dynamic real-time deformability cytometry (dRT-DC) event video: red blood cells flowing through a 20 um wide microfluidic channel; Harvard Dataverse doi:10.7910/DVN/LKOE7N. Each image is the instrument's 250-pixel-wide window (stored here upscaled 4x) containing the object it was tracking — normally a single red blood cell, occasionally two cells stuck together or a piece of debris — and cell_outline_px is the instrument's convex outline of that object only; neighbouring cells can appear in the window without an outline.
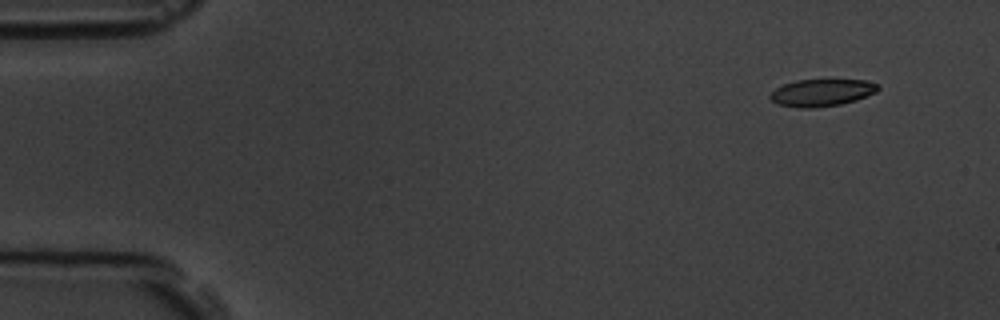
{"species": "common noctule bat (a hibernating species)", "species_latin": "Nyctalus noctula", "temperature_condition": "room temperature", "stored_images_in_passage": 10, "camera_frame_rate_fps": 3000, "um_per_image_px": 0.085, "animal": {"sex": "male", "body_mass_g": 19.5, "forearm_length_mm": 54.6}, "frame": {"image": 1, "passage_image": 2, "time_ms": 1.0, "image_size_px": [1000, 320], "cell_outline_px": [[880, 88], [876, 92], [856, 100], [840, 104], [812, 108], [800, 108], [780, 104], [772, 100], [768, 96], [776, 88], [784, 84], [796, 80], [864, 80], [880, 84]], "centroid_in_image_um": [69.87, 7.87], "position_along_channel_um": 15.1, "area_um2": 16.94}}
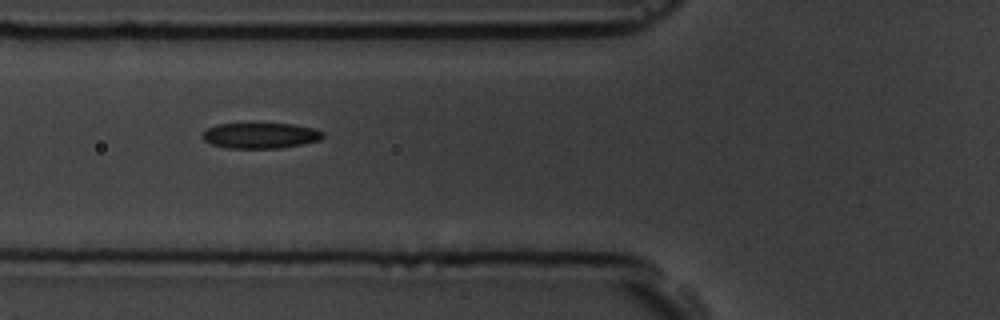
{"frame": {"image": 2, "passage_image": 6, "time_ms": 6.333, "image_size_px": [1000, 320], "cell_outline_px": [[324, 136], [320, 140], [304, 144], [280, 148], [228, 148], [212, 144], [204, 140], [200, 136], [208, 128], [216, 124], [292, 124], [312, 128], [324, 132]], "centroid_in_image_um": [22.14, 11.53], "position_along_channel_um": 103.7, "area_um2": 17.92}}
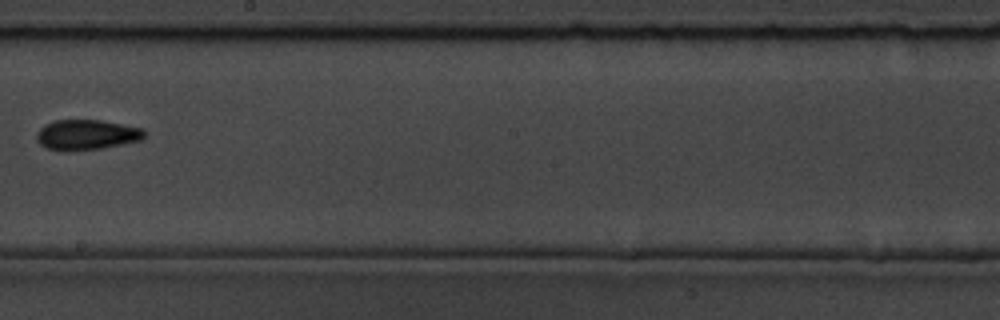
{"frame": {"image": 3, "passage_image": 9, "time_ms": 10.0, "image_size_px": [1000, 320], "cell_outline_px": [[144, 136], [140, 140], [100, 148], [64, 152], [48, 148], [40, 144], [36, 140], [36, 132], [44, 124], [56, 120], [100, 120], [144, 128]], "centroid_in_image_um": [7.31, 11.45], "position_along_channel_um": 240.9, "area_um2": 18.96}}